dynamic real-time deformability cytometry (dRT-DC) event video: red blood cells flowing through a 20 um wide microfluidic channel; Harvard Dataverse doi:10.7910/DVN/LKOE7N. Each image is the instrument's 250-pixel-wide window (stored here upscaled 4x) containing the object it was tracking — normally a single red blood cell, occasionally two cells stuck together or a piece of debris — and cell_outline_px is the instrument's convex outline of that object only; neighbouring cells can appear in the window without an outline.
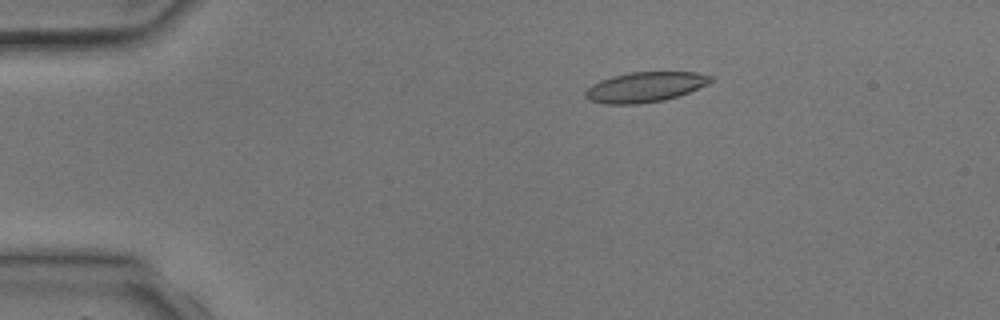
{"species": "common noctule bat (a hibernating species)", "species_latin": "Nyctalus noctula", "temperature_condition": "room temperature", "stored_images_in_passage": 2, "camera_frame_rate_fps": 3000, "um_per_image_px": 0.085, "animal": {"sex": "male", "body_mass_g": 17.9, "forearm_length_mm": 54.2}, "frame": {"image": 1, "passage_image": 1, "time_ms": 0.0, "image_size_px": [1000, 320], "cell_outline_px": [[716, 80], [708, 84], [688, 92], [664, 100], [640, 104], [604, 104], [588, 100], [584, 96], [584, 92], [592, 84], [600, 80], [612, 76], [632, 72], [696, 72], [716, 76]], "centroid_in_image_um": [54.85, 7.39], "position_along_channel_um": 30.1, "area_um2": 22.2}}